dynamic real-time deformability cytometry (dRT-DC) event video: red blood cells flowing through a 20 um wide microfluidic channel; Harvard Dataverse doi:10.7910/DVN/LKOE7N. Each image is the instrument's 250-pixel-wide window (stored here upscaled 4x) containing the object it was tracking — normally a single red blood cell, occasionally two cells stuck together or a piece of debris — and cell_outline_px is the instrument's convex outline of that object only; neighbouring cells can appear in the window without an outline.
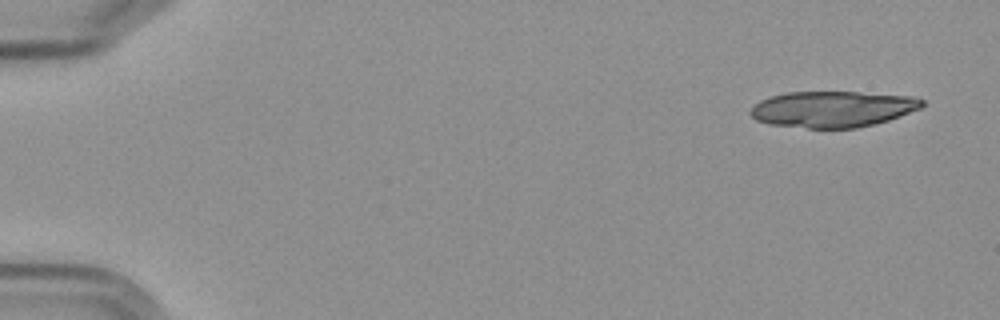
{"species": "Egyptian fruit bat (a non-hibernating species)", "species_latin": "Rousettus aegyptiacus", "temperature_condition": "cold", "stored_images_in_passage": 15, "camera_frame_rate_fps": 3000, "um_per_image_px": 0.085, "frame": {"image": 1, "passage_image": 1, "time_ms": 0.0, "image_size_px": [1000, 320], "cell_outline_px": [[924, 104], [920, 108], [888, 120], [856, 128], [808, 128], [768, 124], [756, 120], [748, 112], [760, 100], [772, 96], [788, 92], [856, 92], [912, 96], [924, 100]], "centroid_in_image_um": [70.75, 9.27], "position_along_channel_um": 14.2, "area_um2": 35.89}}
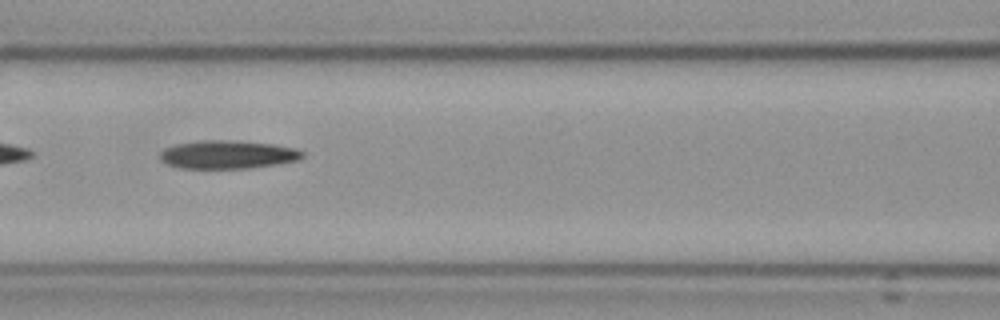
{"frame": {"image": 2, "passage_image": 7, "time_ms": 7.667, "image_size_px": [1000, 320], "cell_outline_px": [[304, 156], [300, 160], [276, 164], [248, 168], [180, 168], [168, 164], [160, 160], [160, 152], [164, 148], [176, 144], [196, 140], [224, 140], [272, 144], [296, 148], [304, 152]], "centroid_in_image_um": [19.34, 13.13], "position_along_channel_um": 147.3, "area_um2": 23.47}}